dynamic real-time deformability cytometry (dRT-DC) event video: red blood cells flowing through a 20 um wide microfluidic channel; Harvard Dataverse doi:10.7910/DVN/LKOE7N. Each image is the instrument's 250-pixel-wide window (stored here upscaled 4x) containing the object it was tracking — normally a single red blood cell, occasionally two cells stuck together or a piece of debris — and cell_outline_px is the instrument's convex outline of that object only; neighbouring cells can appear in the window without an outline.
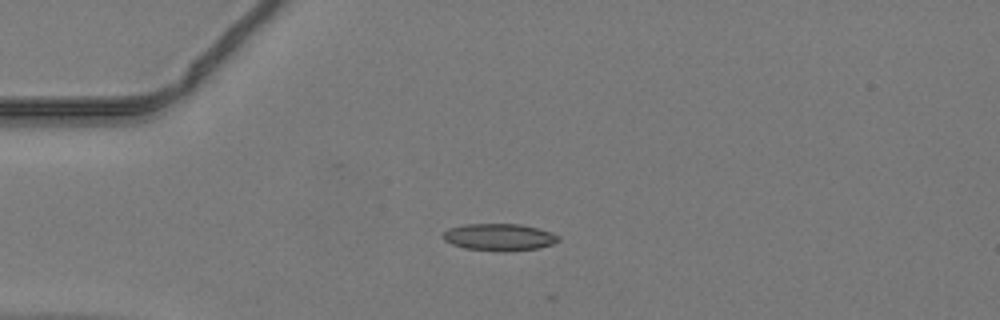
{"species": "common noctule bat (a hibernating species)", "species_latin": "Nyctalus noctula", "temperature_condition": "warm", "stored_images_in_passage": 5, "camera_frame_rate_fps": 3000, "um_per_image_px": 0.085, "animal": {"sex": "male", "body_mass_g": 19.2, "forearm_length_mm": 51.8}, "frame": {"image": 1, "passage_image": 1, "time_ms": 0.0, "image_size_px": [1000, 320], "cell_outline_px": [[560, 240], [552, 244], [540, 248], [504, 252], [464, 248], [452, 244], [444, 240], [444, 232], [448, 228], [464, 224], [520, 224], [552, 232], [560, 236]], "centroid_in_image_um": [42.46, 20.16], "position_along_channel_um": 42.5, "area_um2": 18.26}}